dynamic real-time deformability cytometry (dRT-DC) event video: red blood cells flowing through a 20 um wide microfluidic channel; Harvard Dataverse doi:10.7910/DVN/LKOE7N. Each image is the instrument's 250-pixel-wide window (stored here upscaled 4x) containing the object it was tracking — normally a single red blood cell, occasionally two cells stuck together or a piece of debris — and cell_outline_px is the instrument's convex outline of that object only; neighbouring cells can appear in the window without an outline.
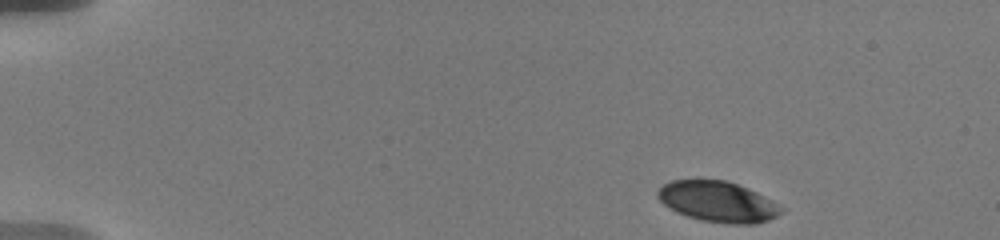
{"species": "human", "species_latin": "Homo sapiens", "temperature_condition": "warm", "stored_images_in_passage": 23, "camera_frame_rate_fps": 3000, "um_per_image_px": 0.085, "donor": {"sex": "male"}, "frame": {"image": 1, "passage_image": 1, "time_ms": 0.0, "image_size_px": [1000, 240], "cell_outline_px": [[784, 212], [768, 220], [756, 224], [728, 224], [700, 220], [676, 212], [664, 204], [656, 196], [656, 192], [664, 184], [672, 180], [724, 180], [748, 188], [772, 200], [784, 208]], "centroid_in_image_um": [61.03, 17.15], "position_along_channel_um": 24.0, "area_um2": 29.25}}
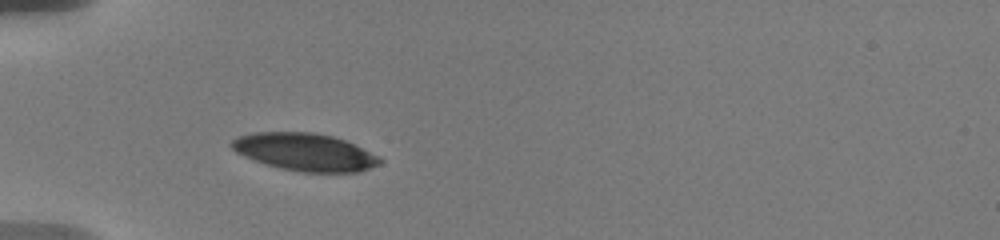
{"frame": {"image": 2, "passage_image": 22, "time_ms": 3.667, "image_size_px": [1000, 240], "cell_outline_px": [[384, 160], [380, 164], [356, 172], [304, 172], [284, 168], [268, 164], [244, 156], [236, 152], [228, 144], [236, 136], [252, 132], [312, 132], [332, 136], [344, 140], [380, 156]], "centroid_in_image_um": [25.91, 12.9], "position_along_channel_um": 59.1, "area_um2": 32.19}}